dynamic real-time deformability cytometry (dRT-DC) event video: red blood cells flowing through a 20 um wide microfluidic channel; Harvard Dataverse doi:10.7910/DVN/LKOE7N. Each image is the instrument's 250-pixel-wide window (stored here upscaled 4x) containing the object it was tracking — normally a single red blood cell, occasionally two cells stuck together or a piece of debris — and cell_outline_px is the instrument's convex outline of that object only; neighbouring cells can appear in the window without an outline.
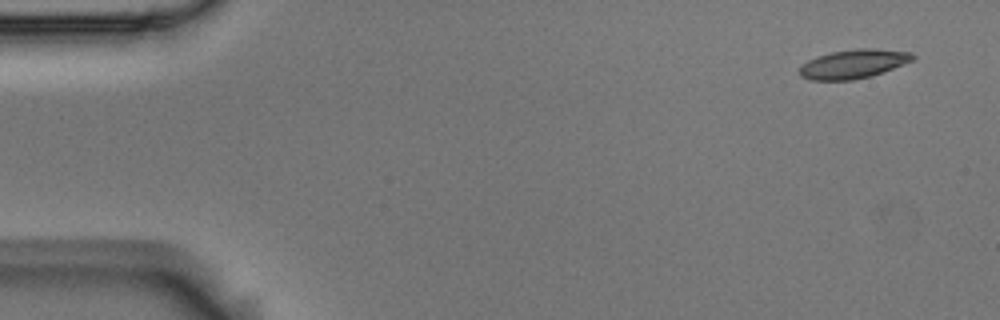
{"species": "Egyptian fruit bat (a non-hibernating species)", "species_latin": "Rousettus aegyptiacus", "temperature_condition": "room temperature", "stored_images_in_passage": 9, "camera_frame_rate_fps": 3000, "um_per_image_px": 0.085, "animal": {"sex": "male"}, "frame": {"image": 1, "passage_image": 1, "time_ms": 0.0, "image_size_px": [1000, 320], "cell_outline_px": [[916, 56], [912, 60], [872, 76], [852, 80], [812, 80], [800, 76], [800, 68], [808, 60], [816, 56], [832, 52], [856, 48], [876, 48], [912, 52]], "centroid_in_image_um": [72.55, 5.42], "position_along_channel_um": 12.5, "area_um2": 19.02}}
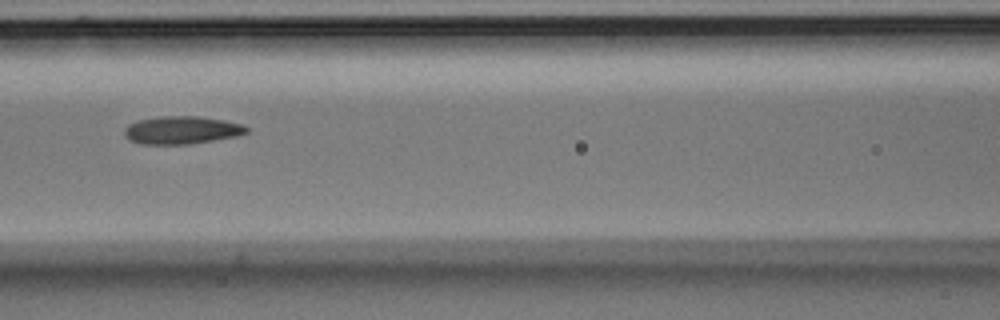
{"frame": {"image": 2, "passage_image": 7, "time_ms": 2.0, "image_size_px": [1000, 320], "cell_outline_px": [[248, 132], [236, 136], [192, 144], [140, 144], [128, 140], [124, 136], [124, 128], [128, 124], [140, 120], [160, 116], [196, 116], [224, 120], [244, 124], [248, 128]], "centroid_in_image_um": [15.43, 11.06], "position_along_channel_um": 151.2, "area_um2": 19.94}}
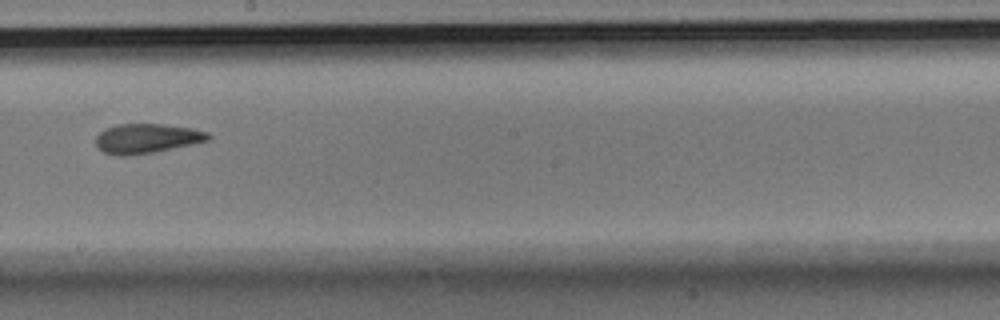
{"frame": {"image": 3, "passage_image": 9, "time_ms": 2.667, "image_size_px": [1000, 320], "cell_outline_px": [[212, 140], [196, 144], [156, 152], [124, 156], [120, 156], [104, 152], [96, 144], [96, 136], [104, 128], [120, 124], [164, 124], [192, 128], [208, 132], [212, 136]], "centroid_in_image_um": [12.55, 11.77], "position_along_channel_um": 235.7, "area_um2": 19.65}}